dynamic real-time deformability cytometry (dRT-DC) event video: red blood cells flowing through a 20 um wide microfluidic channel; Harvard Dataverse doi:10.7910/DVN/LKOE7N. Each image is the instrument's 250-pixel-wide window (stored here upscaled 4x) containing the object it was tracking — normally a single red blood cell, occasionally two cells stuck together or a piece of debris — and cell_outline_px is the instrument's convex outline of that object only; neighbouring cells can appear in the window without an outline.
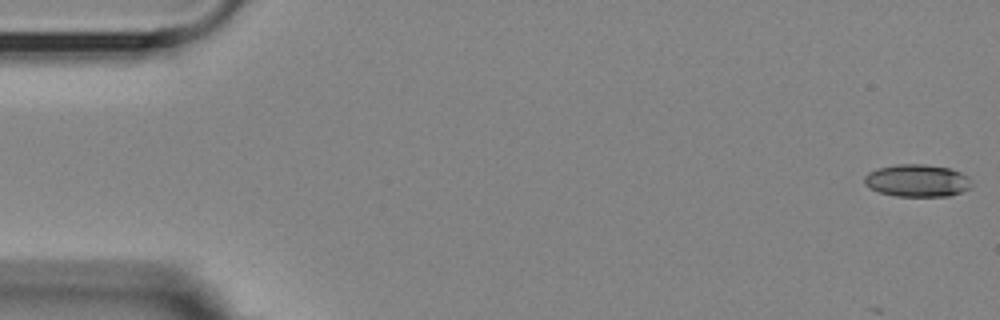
{"species": "Egyptian fruit bat (a non-hibernating species)", "species_latin": "Rousettus aegyptiacus", "temperature_condition": "room temperature", "stored_images_in_passage": 5, "camera_frame_rate_fps": 3000, "um_per_image_px": 0.085, "animal": {"sex": "female"}, "frame": {"image": 1, "passage_image": 1, "time_ms": 0.0, "image_size_px": [1000, 320], "cell_outline_px": [[972, 184], [968, 188], [960, 192], [948, 196], [896, 196], [880, 192], [864, 184], [864, 176], [868, 172], [876, 168], [896, 164], [924, 164], [948, 168], [960, 172], [968, 176]], "centroid_in_image_um": [77.93, 15.34], "position_along_channel_um": 7.1, "area_um2": 20.17}}